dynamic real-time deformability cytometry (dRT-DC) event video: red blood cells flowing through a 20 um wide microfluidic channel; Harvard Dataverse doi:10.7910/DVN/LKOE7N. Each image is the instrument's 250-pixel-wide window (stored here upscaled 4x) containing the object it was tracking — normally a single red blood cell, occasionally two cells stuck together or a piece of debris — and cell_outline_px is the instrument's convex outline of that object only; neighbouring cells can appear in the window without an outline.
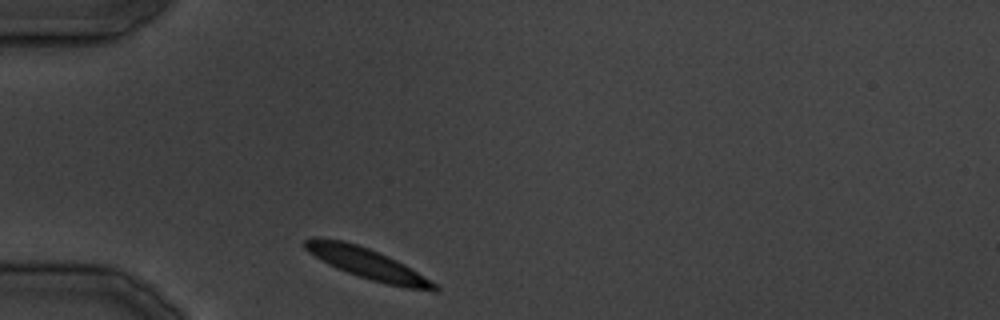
{"species": "common noctule bat (a hibernating species)", "species_latin": "Nyctalus noctula", "temperature_condition": "cold", "stored_images_in_passage": 24, "camera_frame_rate_fps": 3000, "um_per_image_px": 0.085, "animal": {"sex": "male", "body_mass_g": 19.5, "forearm_length_mm": 54.6}, "frame": {"image": 1, "passage_image": 1, "time_ms": 0.0, "image_size_px": [1000, 320], "cell_outline_px": [[440, 292], [432, 292], [384, 284], [336, 268], [328, 264], [304, 248], [304, 240], [312, 236], [320, 236], [344, 240], [368, 248], [388, 256], [404, 264], [436, 284], [440, 288]], "centroid_in_image_um": [31.22, 22.4], "position_along_channel_um": 53.8, "area_um2": 23.18}}
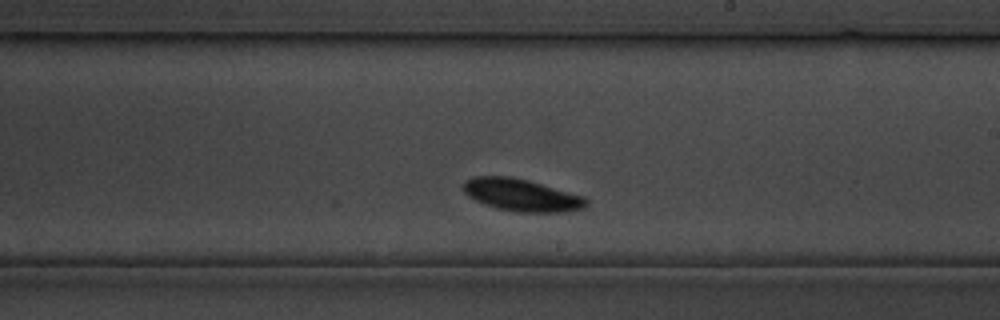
{"frame": {"image": 2, "passage_image": 13, "time_ms": 14.667, "image_size_px": [1000, 320], "cell_outline_px": [[588, 204], [584, 208], [564, 212], [512, 212], [496, 208], [484, 204], [468, 196], [464, 192], [464, 180], [472, 176], [512, 176], [528, 180], [584, 196], [588, 200]], "centroid_in_image_um": [44.33, 16.58], "position_along_channel_um": 244.7, "area_um2": 23.29}}
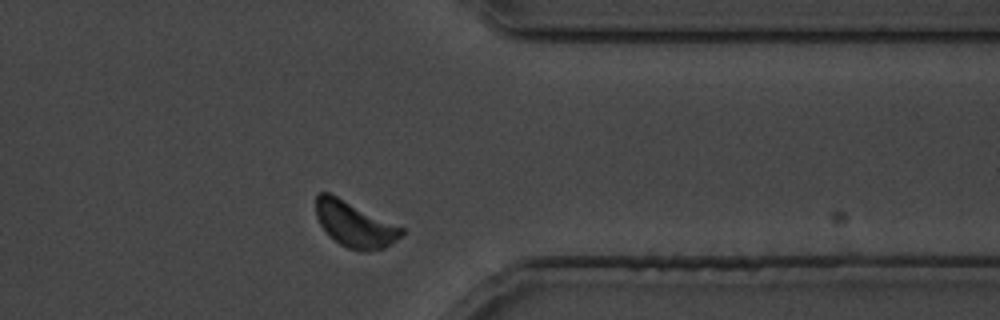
{"frame": {"image": 3, "passage_image": 21, "time_ms": 24.667, "image_size_px": [1000, 320], "cell_outline_px": [[404, 232], [396, 240], [384, 248], [368, 252], [360, 252], [348, 248], [340, 244], [320, 224], [316, 216], [316, 196], [320, 192], [328, 192], [404, 228]], "centroid_in_image_um": [30.16, 19.08], "position_along_channel_um": 381.2, "area_um2": 22.31}}